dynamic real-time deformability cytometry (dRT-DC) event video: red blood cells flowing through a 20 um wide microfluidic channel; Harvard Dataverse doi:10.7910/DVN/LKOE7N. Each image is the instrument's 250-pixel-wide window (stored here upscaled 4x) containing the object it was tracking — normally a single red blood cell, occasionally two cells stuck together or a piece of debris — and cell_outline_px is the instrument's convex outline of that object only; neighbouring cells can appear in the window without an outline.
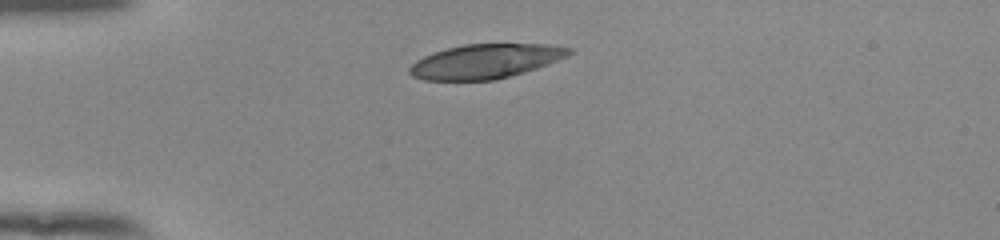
{"species": "human", "species_latin": "Homo sapiens", "temperature_condition": "room temperature", "stored_images_in_passage": 40, "camera_frame_rate_fps": 3000, "um_per_image_px": 0.085, "donor": {"sex": "female"}, "frame": {"image": 1, "passage_image": 1, "time_ms": 0.0, "image_size_px": [1000, 240], "cell_outline_px": [[572, 52], [568, 56], [548, 64], [536, 68], [496, 80], [424, 80], [412, 76], [408, 72], [408, 68], [416, 60], [432, 52], [464, 44], [548, 44], [572, 48]], "centroid_in_image_um": [41.25, 5.21], "position_along_channel_um": 43.8, "area_um2": 31.91}}
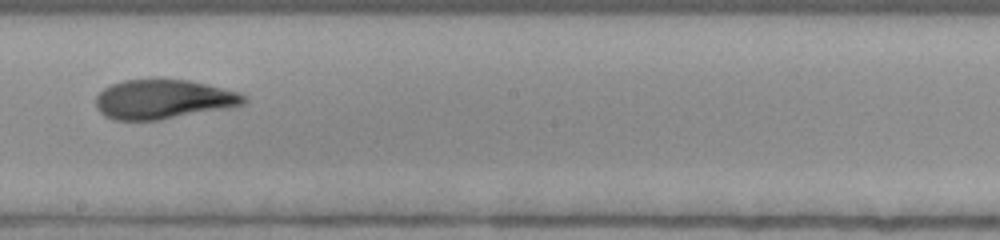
{"frame": {"image": 2, "passage_image": 18, "time_ms": 5.667, "image_size_px": [1000, 240], "cell_outline_px": [[248, 100], [244, 104], [232, 108], [160, 120], [112, 120], [104, 116], [96, 108], [96, 96], [104, 88], [112, 84], [124, 80], [188, 80], [208, 84], [240, 92], [248, 96]], "centroid_in_image_um": [13.94, 8.46], "position_along_channel_um": 234.3, "area_um2": 34.33}}
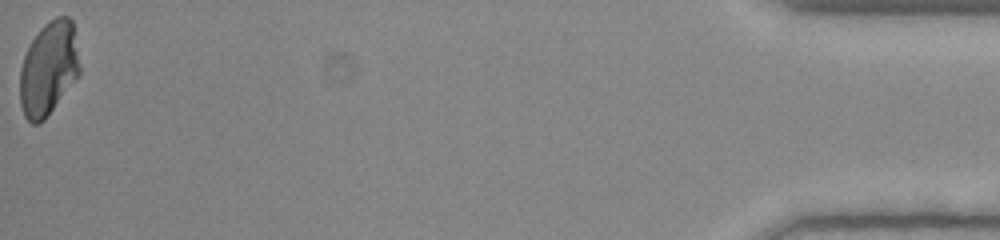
{"frame": {"image": 3, "passage_image": 40, "time_ms": 13.0, "image_size_px": [1000, 240], "cell_outline_px": [[80, 76], [44, 120], [40, 124], [32, 124], [24, 116], [20, 104], [20, 68], [24, 56], [32, 40], [40, 28], [44, 24], [56, 16], [68, 16], [72, 20], [80, 68]], "centroid_in_image_um": [4.13, 5.85], "position_along_channel_um": 431.1, "area_um2": 32.83}, "authors_computed_cell_mechanics": {"area_um2": 34.3332, "velocity_mm_per_s": 3.899, "shape_relaxation_time_tau1_ms": 9.8199, "shape_relaxation_time_tau2_ms": 1.2649, "deformation_change_tau1": 0.3033, "deformation_change_tau2": 0.0618}}